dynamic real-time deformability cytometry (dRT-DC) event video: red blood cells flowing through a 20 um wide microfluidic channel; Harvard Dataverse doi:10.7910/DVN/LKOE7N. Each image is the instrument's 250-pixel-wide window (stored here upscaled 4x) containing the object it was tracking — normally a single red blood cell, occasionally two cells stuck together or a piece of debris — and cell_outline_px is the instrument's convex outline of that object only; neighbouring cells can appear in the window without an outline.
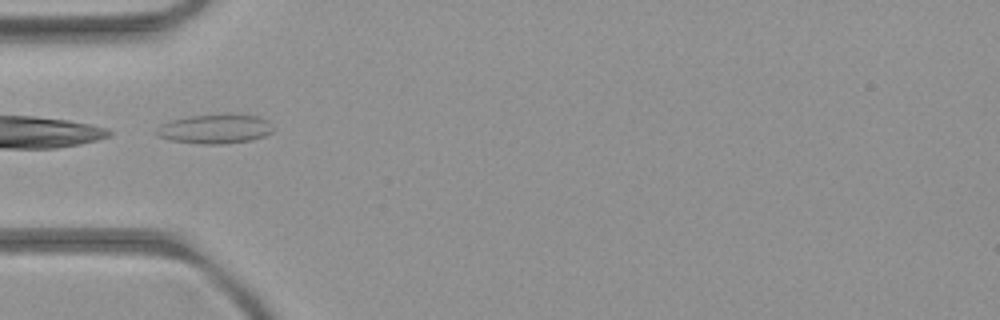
{"species": "common noctule bat (a hibernating species)", "species_latin": "Nyctalus noctula", "temperature_condition": "room temperature", "stored_images_in_passage": 1, "camera_frame_rate_fps": 3000, "um_per_image_px": 0.085, "animal": {"sex": "female", "body_mass_g": 21.9}, "frame": {"image": 1, "passage_image": 1, "time_ms": 0.0, "image_size_px": [1000, 320], "cell_outline_px": [[272, 132], [264, 136], [252, 140], [220, 144], [200, 144], [172, 140], [156, 136], [152, 132], [160, 124], [172, 120], [192, 116], [256, 116], [268, 120], [272, 128]], "centroid_in_image_um": [18.21, 10.99], "position_along_channel_um": 66.8, "area_um2": 19.42}}